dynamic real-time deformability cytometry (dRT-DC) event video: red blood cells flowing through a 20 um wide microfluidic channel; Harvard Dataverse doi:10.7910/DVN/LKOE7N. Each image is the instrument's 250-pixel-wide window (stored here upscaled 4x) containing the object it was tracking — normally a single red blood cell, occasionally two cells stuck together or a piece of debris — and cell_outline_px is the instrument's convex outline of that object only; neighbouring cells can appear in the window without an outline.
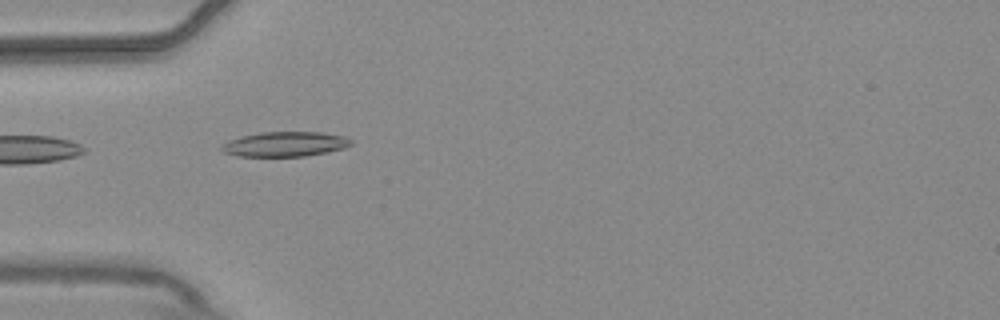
{"species": "common noctule bat (a hibernating species)", "species_latin": "Nyctalus noctula", "temperature_condition": "warm", "stored_images_in_passage": 6, "camera_frame_rate_fps": 3000, "um_per_image_px": 0.085, "animal": {"sex": "male", "body_mass_g": 20.4}, "frame": {"image": 1, "passage_image": 5, "time_ms": 1.333, "image_size_px": [1000, 320], "cell_outline_px": [[352, 144], [344, 148], [328, 152], [304, 156], [236, 156], [224, 152], [220, 148], [228, 140], [260, 132], [320, 132], [344, 136], [352, 140]], "centroid_in_image_um": [24.25, 12.25], "position_along_channel_um": 60.8, "area_um2": 18.61}}